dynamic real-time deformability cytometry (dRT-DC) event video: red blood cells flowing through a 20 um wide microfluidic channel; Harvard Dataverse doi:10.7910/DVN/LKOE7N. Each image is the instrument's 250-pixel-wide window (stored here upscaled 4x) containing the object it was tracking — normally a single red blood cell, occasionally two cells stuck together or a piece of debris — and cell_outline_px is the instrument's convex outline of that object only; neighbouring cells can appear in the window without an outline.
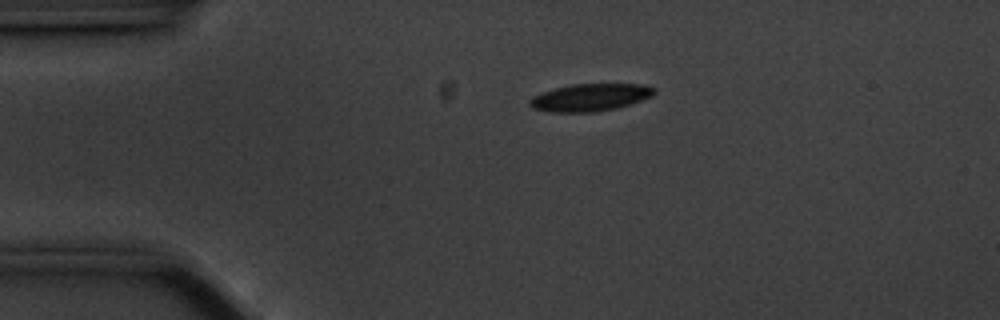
{"species": "common noctule bat (a hibernating species)", "species_latin": "Nyctalus noctula", "temperature_condition": "cold", "stored_images_in_passage": 46, "camera_frame_rate_fps": 3000, "um_per_image_px": 0.085, "animal": {"sex": "male", "body_mass_g": 20.1, "forearm_length_mm": 53.5}, "frame": {"image": 1, "passage_image": 1, "time_ms": 0.0, "image_size_px": [1000, 320], "cell_outline_px": [[656, 92], [652, 96], [632, 104], [616, 108], [596, 112], [552, 112], [532, 108], [528, 104], [528, 100], [532, 96], [556, 88], [572, 84], [644, 84], [656, 88]], "centroid_in_image_um": [50.19, 8.28], "position_along_channel_um": 34.8, "area_um2": 20.0}}
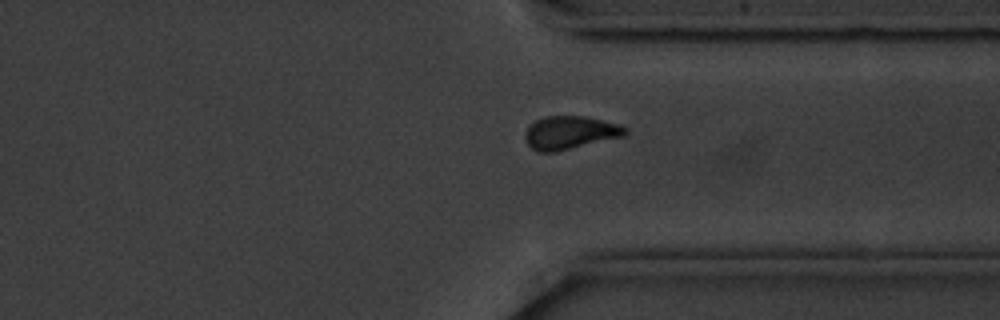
{"frame": {"image": 2, "passage_image": 32, "time_ms": 10.333, "image_size_px": [1000, 320], "cell_outline_px": [[628, 132], [624, 136], [556, 152], [536, 152], [528, 144], [524, 136], [528, 128], [536, 120], [544, 116], [584, 116], [620, 124], [628, 128]], "centroid_in_image_um": [48.47, 11.28], "position_along_channel_um": 362.9, "area_um2": 19.36}}
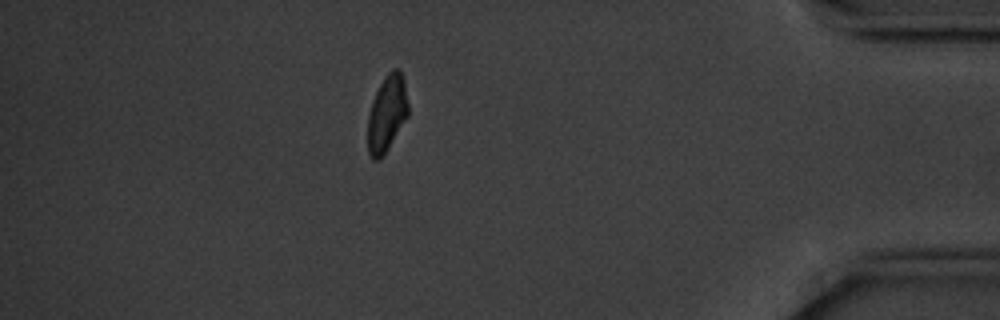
{"frame": {"image": 3, "passage_image": 39, "time_ms": 12.667, "image_size_px": [1000, 320], "cell_outline_px": [[408, 116], [384, 156], [380, 160], [372, 160], [368, 152], [368, 116], [372, 100], [384, 76], [392, 68], [396, 68], [400, 72], [404, 80], [408, 104]], "centroid_in_image_um": [32.88, 9.68], "position_along_channel_um": 402.3, "area_um2": 18.15}, "authors_computed_cell_mechanics": {"area_um2": 19.6231, "velocity_mm_per_s": 3.5113, "shape_relaxation_time_tau1_ms": null, "shape_relaxation_time_tau2_ms": 8.4845, "deformation_change_tau1": null, "deformation_change_tau2": 0.1369}}